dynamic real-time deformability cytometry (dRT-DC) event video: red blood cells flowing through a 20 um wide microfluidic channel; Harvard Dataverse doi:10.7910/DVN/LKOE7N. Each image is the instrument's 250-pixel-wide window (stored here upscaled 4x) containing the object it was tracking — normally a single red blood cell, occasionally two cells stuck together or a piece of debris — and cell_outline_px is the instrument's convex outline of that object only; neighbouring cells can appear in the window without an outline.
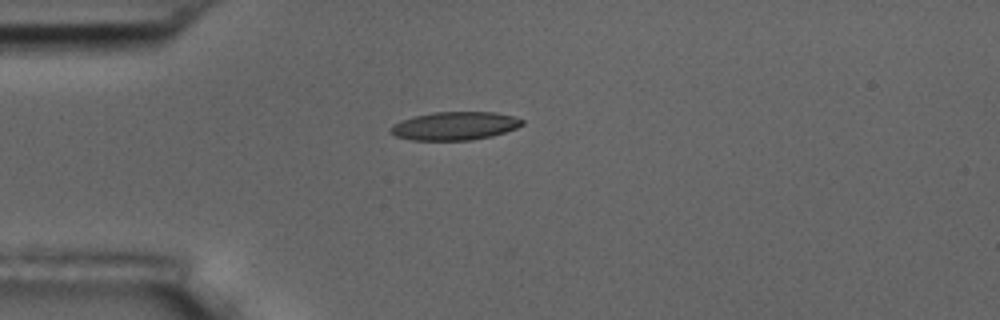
{"species": "common noctule bat (a hibernating species)", "species_latin": "Nyctalus noctula", "temperature_condition": "room temperature", "stored_images_in_passage": 1, "camera_frame_rate_fps": 3000, "um_per_image_px": 0.085, "animal": {"sex": "male", "body_mass_g": 17.5, "forearm_length_mm": 52.3}, "frame": {"image": 1, "passage_image": 1, "time_ms": 0.0, "image_size_px": [1000, 320], "cell_outline_px": [[524, 124], [516, 128], [492, 136], [472, 140], [412, 140], [396, 136], [388, 132], [388, 128], [392, 124], [416, 116], [436, 112], [496, 112], [512, 116], [524, 120]], "centroid_in_image_um": [38.65, 10.71], "position_along_channel_um": 46.3, "area_um2": 21.62}}